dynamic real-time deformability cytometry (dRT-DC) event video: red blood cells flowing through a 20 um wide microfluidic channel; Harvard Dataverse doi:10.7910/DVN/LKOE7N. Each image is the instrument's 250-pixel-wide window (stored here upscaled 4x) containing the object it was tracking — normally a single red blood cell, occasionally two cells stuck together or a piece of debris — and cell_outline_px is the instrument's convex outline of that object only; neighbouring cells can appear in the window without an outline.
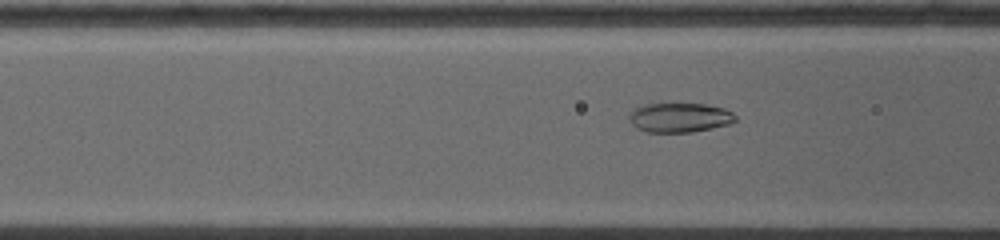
{"species": "common noctule bat (a hibernating species)", "species_latin": "Nyctalus noctula", "temperature_condition": "warm", "stored_images_in_passage": 51, "camera_frame_rate_fps": 5000, "um_per_image_px": 0.085, "animal": {"sex": "female", "body_mass_g": 19.0, "forearm_length_mm": 53.3}, "frame": {"image": 1, "passage_image": 15, "time_ms": 2.8, "image_size_px": [1000, 240], "cell_outline_px": [[736, 120], [728, 124], [692, 132], [648, 132], [636, 128], [628, 120], [628, 116], [632, 108], [644, 104], [704, 104], [724, 108], [732, 112], [736, 116]], "centroid_in_image_um": [57.71, 9.99], "position_along_channel_um": 108.9, "area_um2": 18.26}}
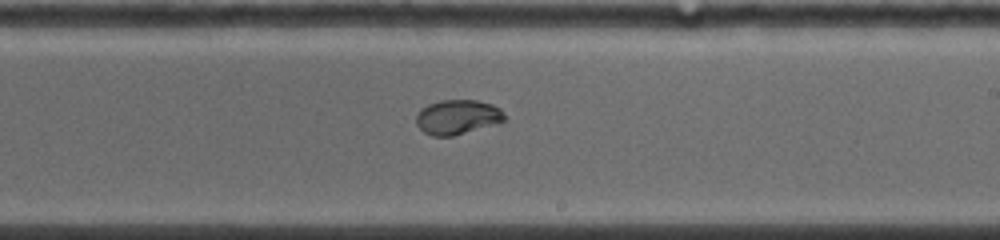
{"frame": {"image": 2, "passage_image": 33, "time_ms": 6.4, "image_size_px": [1000, 240], "cell_outline_px": [[504, 120], [500, 124], [452, 136], [432, 136], [424, 132], [416, 124], [416, 116], [420, 108], [428, 104], [440, 100], [476, 100], [492, 104], [500, 108], [504, 112]], "centroid_in_image_um": [38.9, 9.95], "position_along_channel_um": 250.1, "area_um2": 18.09}}
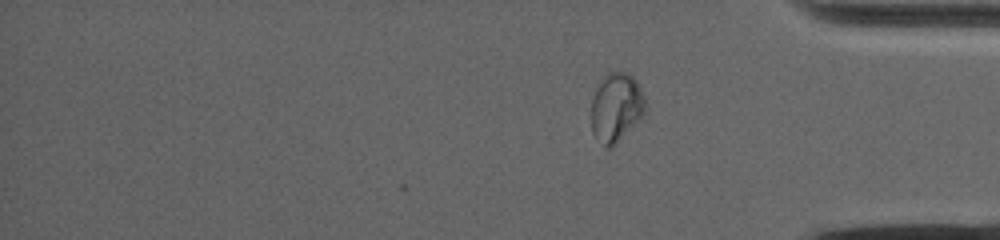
{"frame": {"image": 3, "passage_image": 51, "time_ms": 10.0, "image_size_px": [1000, 240], "cell_outline_px": [[644, 112], [616, 144], [612, 148], [604, 148], [592, 132], [592, 100], [596, 88], [604, 76], [608, 72], [624, 72], [632, 76], [636, 80], [644, 96]], "centroid_in_image_um": [52.34, 9.13], "position_along_channel_um": 382.9, "area_um2": 21.27}}